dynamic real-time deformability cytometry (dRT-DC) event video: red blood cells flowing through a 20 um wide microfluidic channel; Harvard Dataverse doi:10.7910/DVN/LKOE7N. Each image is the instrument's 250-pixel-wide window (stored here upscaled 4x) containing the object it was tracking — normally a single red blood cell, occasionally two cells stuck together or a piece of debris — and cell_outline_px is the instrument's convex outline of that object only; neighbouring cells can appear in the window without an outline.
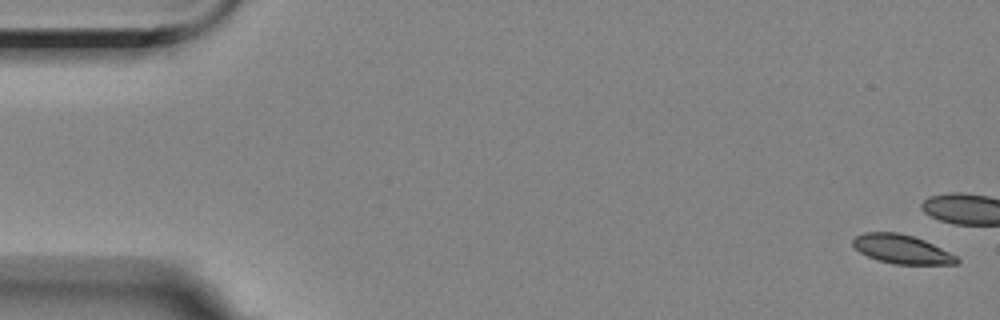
{"species": "Egyptian fruit bat (a non-hibernating species)", "species_latin": "Rousettus aegyptiacus", "temperature_condition": "room temperature", "stored_images_in_passage": 6, "camera_frame_rate_fps": 3000, "um_per_image_px": 0.085, "animal": {"sex": "female"}, "frame": {"image": 1, "passage_image": 1, "time_ms": 0.0, "image_size_px": [1000, 320], "cell_outline_px": [[960, 260], [956, 264], [896, 264], [880, 260], [868, 256], [860, 252], [852, 244], [852, 240], [856, 236], [864, 232], [900, 232], [924, 240], [956, 256]], "centroid_in_image_um": [76.63, 21.17], "position_along_channel_um": 8.4, "area_um2": 17.22}}